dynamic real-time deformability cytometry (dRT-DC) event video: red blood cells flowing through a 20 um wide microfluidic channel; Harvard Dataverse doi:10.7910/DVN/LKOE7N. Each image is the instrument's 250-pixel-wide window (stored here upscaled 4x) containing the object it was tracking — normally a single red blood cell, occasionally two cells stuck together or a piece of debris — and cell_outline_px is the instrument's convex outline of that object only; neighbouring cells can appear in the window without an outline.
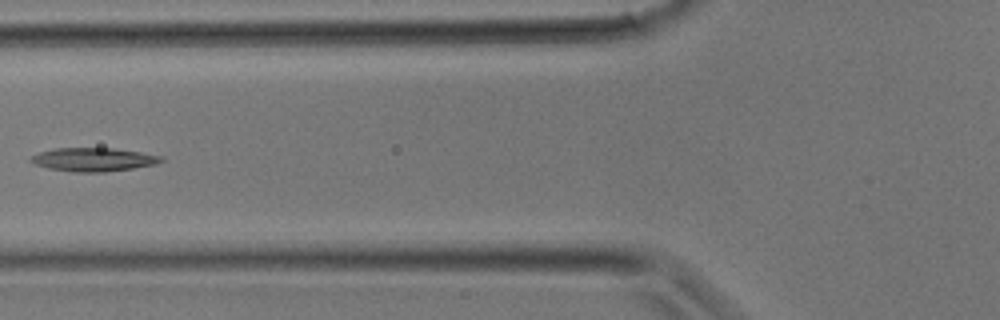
{"species": "common noctule bat (a hibernating species)", "species_latin": "Nyctalus noctula", "temperature_condition": "room temperature", "stored_images_in_passage": 4, "camera_frame_rate_fps": 3000, "um_per_image_px": 0.085, "animal": {"sex": "male", "body_mass_g": 17.9}, "frame": {"image": 1, "passage_image": 3, "time_ms": 0.667, "image_size_px": [1000, 320], "cell_outline_px": [[152, 160], [144, 164], [124, 168], [64, 168], [52, 152], [80, 148], [100, 148], [128, 152]], "centroid_in_image_um": [8.36, 13.48], "position_along_channel_um": 117.4, "area_um2": 10.92}}